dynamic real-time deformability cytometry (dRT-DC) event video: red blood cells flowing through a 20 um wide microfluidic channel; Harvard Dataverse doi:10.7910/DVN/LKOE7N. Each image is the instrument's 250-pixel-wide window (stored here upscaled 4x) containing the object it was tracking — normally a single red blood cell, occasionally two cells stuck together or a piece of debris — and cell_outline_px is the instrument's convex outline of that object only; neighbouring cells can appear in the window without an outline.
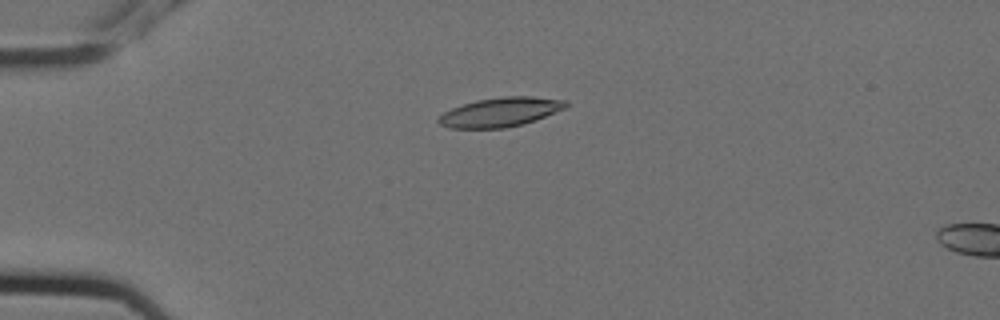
{"species": "Egyptian fruit bat (a non-hibernating species)", "species_latin": "Rousettus aegyptiacus", "temperature_condition": "cold", "stored_images_in_passage": 5, "camera_frame_rate_fps": 3000, "um_per_image_px": 0.085, "animal": {"sex": "female"}, "frame": {"image": 1, "passage_image": 4, "time_ms": 1.0, "image_size_px": [1000, 320], "cell_outline_px": [[568, 104], [564, 108], [536, 120], [524, 124], [504, 128], [448, 128], [440, 124], [436, 120], [444, 112], [452, 108], [476, 100], [500, 96], [532, 96], [568, 100]], "centroid_in_image_um": [42.54, 9.52], "position_along_channel_um": 42.5, "area_um2": 21.73}}